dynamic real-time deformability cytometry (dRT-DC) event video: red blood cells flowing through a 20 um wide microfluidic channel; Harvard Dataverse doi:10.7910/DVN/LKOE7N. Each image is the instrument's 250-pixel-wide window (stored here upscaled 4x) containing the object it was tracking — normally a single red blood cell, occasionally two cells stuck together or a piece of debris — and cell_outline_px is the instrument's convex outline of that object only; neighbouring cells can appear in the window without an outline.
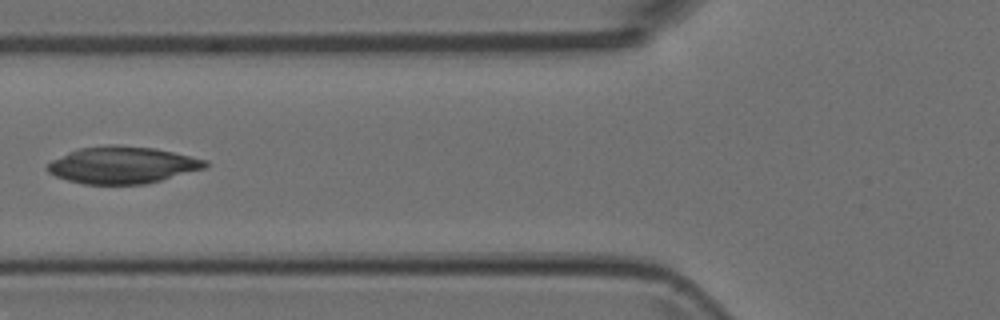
{"species": "Egyptian fruit bat (a non-hibernating species)", "species_latin": "Rousettus aegyptiacus", "temperature_condition": "room temperature", "stored_images_in_passage": 5, "camera_frame_rate_fps": 3000, "um_per_image_px": 0.085, "animal": {"sex": "female"}, "frame": {"image": 1, "passage_image": 4, "time_ms": 1.0, "image_size_px": [1000, 320], "cell_outline_px": [[208, 164], [204, 168], [148, 184], [84, 184], [68, 180], [56, 176], [48, 172], [44, 168], [52, 160], [68, 152], [80, 148], [156, 148], [208, 160]], "centroid_in_image_um": [10.41, 14.08], "position_along_channel_um": 115.4, "area_um2": 32.89}}
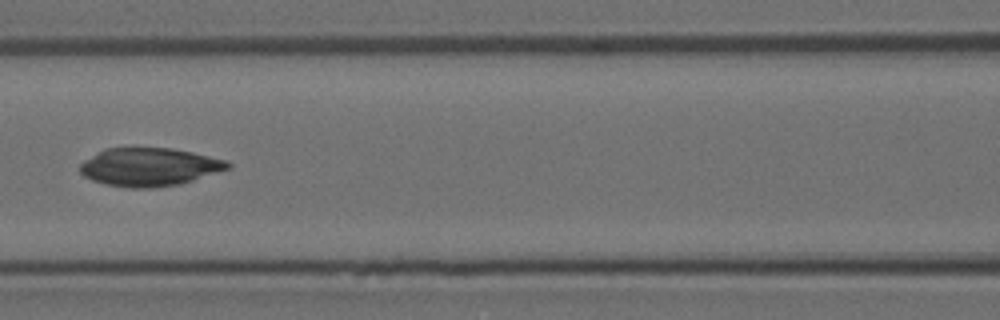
{"frame": {"image": 2, "passage_image": 5, "time_ms": 1.333, "image_size_px": [1000, 320], "cell_outline_px": [[232, 164], [228, 168], [180, 184], [152, 188], [128, 188], [104, 184], [92, 180], [84, 176], [80, 172], [80, 164], [84, 160], [108, 148], [172, 148], [192, 152], [228, 160]], "centroid_in_image_um": [12.69, 14.2], "position_along_channel_um": 153.9, "area_um2": 32.66}}